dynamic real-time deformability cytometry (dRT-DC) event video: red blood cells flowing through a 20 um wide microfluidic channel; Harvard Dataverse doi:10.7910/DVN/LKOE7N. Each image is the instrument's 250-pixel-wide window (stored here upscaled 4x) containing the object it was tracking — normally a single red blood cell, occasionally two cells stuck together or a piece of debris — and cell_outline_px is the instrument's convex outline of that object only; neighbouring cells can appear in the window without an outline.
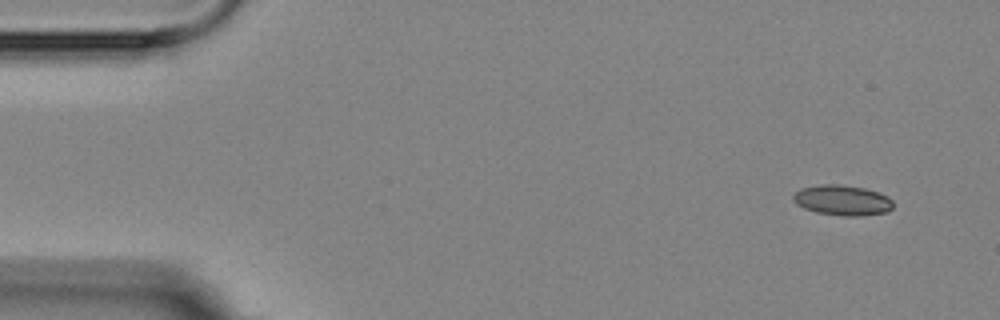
{"species": "Egyptian fruit bat (a non-hibernating species)", "species_latin": "Rousettus aegyptiacus", "temperature_condition": "room temperature", "stored_images_in_passage": 4, "camera_frame_rate_fps": 3000, "um_per_image_px": 0.085, "animal": {"sex": "female"}, "frame": {"image": 1, "passage_image": 1, "time_ms": 0.0, "image_size_px": [1000, 320], "cell_outline_px": [[892, 208], [888, 212], [860, 216], [844, 216], [816, 212], [804, 208], [796, 204], [792, 200], [792, 196], [800, 188], [820, 184], [840, 184], [864, 188], [888, 196], [892, 200]], "centroid_in_image_um": [71.58, 17.02], "position_along_channel_um": 13.4, "area_um2": 17.74}}
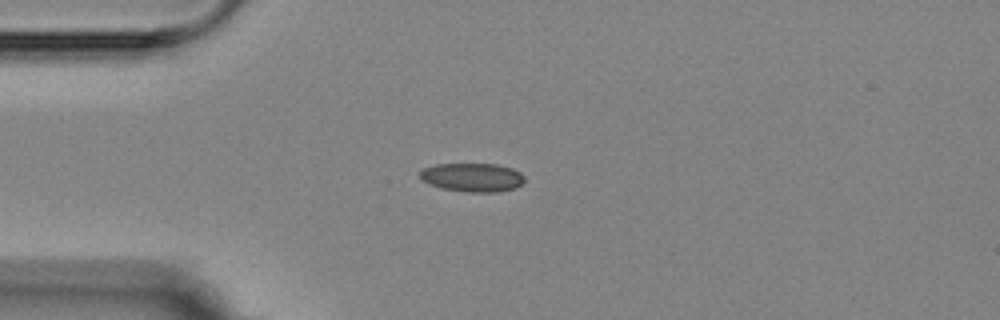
{"frame": {"image": 2, "passage_image": 4, "time_ms": 3.333, "image_size_px": [1000, 320], "cell_outline_px": [[524, 180], [516, 188], [496, 192], [468, 192], [440, 188], [428, 184], [420, 176], [420, 172], [424, 168], [436, 164], [496, 164], [512, 168], [520, 172], [524, 176]], "centroid_in_image_um": [40.16, 15.08], "position_along_channel_um": 44.8, "area_um2": 17.46}}